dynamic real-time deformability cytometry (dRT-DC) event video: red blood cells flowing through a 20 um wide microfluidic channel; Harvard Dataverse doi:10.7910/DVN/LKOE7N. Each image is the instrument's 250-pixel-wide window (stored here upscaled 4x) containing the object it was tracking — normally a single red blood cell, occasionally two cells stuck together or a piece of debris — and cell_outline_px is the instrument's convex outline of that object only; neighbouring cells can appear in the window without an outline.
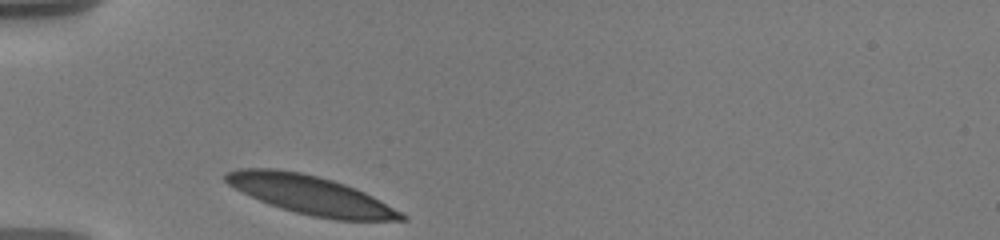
{"species": "human", "species_latin": "Homo sapiens", "temperature_condition": "warm", "stored_images_in_passage": 14, "camera_frame_rate_fps": 3000, "um_per_image_px": 0.085, "donor": {"sex": "male"}, "frame": {"image": 1, "passage_image": 1, "time_ms": 0.0, "image_size_px": [1000, 240], "cell_outline_px": [[408, 220], [336, 220], [312, 216], [280, 208], [260, 200], [228, 184], [224, 180], [224, 172], [240, 168], [276, 168], [300, 172], [332, 180], [344, 184], [364, 192], [380, 200], [408, 216]], "centroid_in_image_um": [26.4, 16.57], "position_along_channel_um": 58.6, "area_um2": 39.19}}
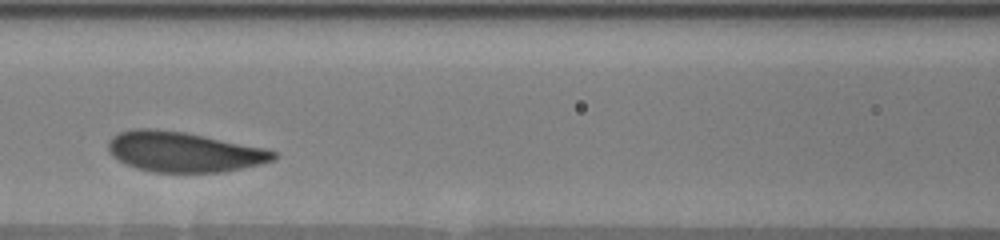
{"frame": {"image": 2, "passage_image": 11, "time_ms": 3.0, "image_size_px": [1000, 240], "cell_outline_px": [[276, 156], [272, 160], [260, 164], [224, 172], [152, 172], [136, 168], [112, 156], [108, 148], [108, 144], [112, 136], [120, 132], [132, 128], [152, 128], [184, 132], [264, 148], [276, 152]], "centroid_in_image_um": [15.58, 12.9], "position_along_channel_um": 151.0, "area_um2": 38.38}}
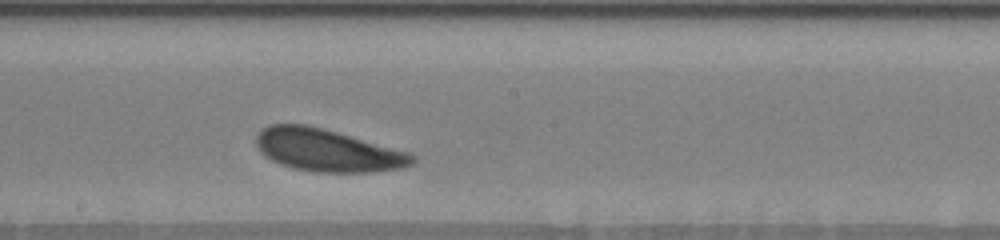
{"frame": {"image": 3, "passage_image": 14, "time_ms": 5.0, "image_size_px": [1000, 240], "cell_outline_px": [[416, 160], [412, 164], [404, 168], [372, 172], [316, 172], [292, 168], [280, 164], [264, 156], [260, 152], [256, 144], [256, 136], [268, 124], [308, 124], [412, 152], [416, 156]], "centroid_in_image_um": [27.87, 12.78], "position_along_channel_um": 220.3, "area_um2": 39.02}}